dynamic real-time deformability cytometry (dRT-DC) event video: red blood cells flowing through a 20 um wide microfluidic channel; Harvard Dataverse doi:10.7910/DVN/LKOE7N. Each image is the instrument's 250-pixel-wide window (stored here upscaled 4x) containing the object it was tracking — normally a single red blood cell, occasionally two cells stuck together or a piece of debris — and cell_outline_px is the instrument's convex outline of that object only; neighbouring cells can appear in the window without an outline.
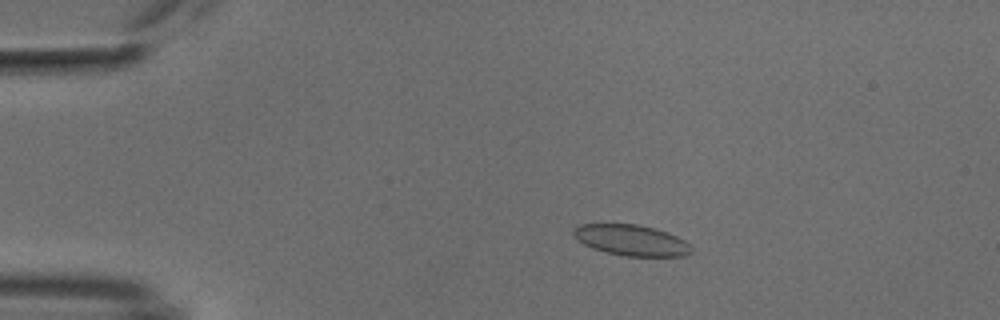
{"species": "common noctule bat (a hibernating species)", "species_latin": "Nyctalus noctula", "temperature_condition": "cold", "stored_images_in_passage": 54, "camera_frame_rate_fps": 3000, "um_per_image_px": 0.085, "animal": {"sex": "male", "body_mass_g": 18.8}, "frame": {"image": 1, "passage_image": 11, "time_ms": 3.333, "image_size_px": [1000, 320], "cell_outline_px": [[692, 252], [684, 256], [624, 256], [592, 248], [584, 244], [572, 232], [572, 228], [580, 224], [636, 224], [656, 228], [668, 232], [684, 240], [692, 248]], "centroid_in_image_um": [53.68, 20.41], "position_along_channel_um": 31.3, "area_um2": 21.1}}
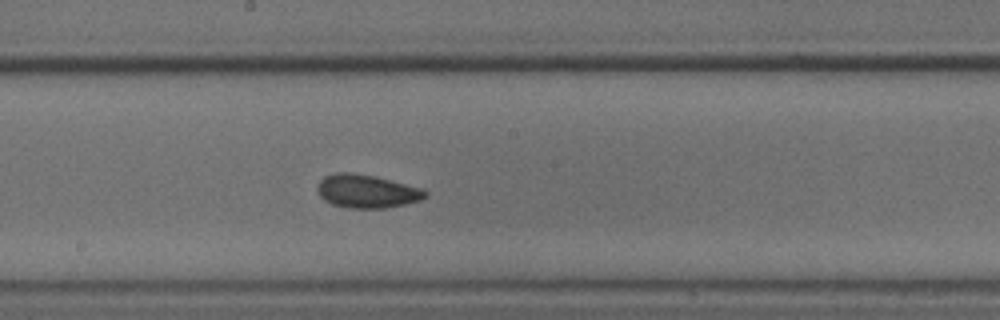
{"frame": {"image": 2, "passage_image": 30, "time_ms": 9.667, "image_size_px": [1000, 320], "cell_outline_px": [[428, 196], [420, 200], [404, 204], [384, 208], [348, 208], [332, 204], [324, 200], [320, 196], [316, 188], [320, 180], [324, 176], [336, 172], [348, 172], [372, 176], [424, 188], [428, 192]], "centroid_in_image_um": [31.17, 16.26], "position_along_channel_um": 217.0, "area_um2": 20.92}}
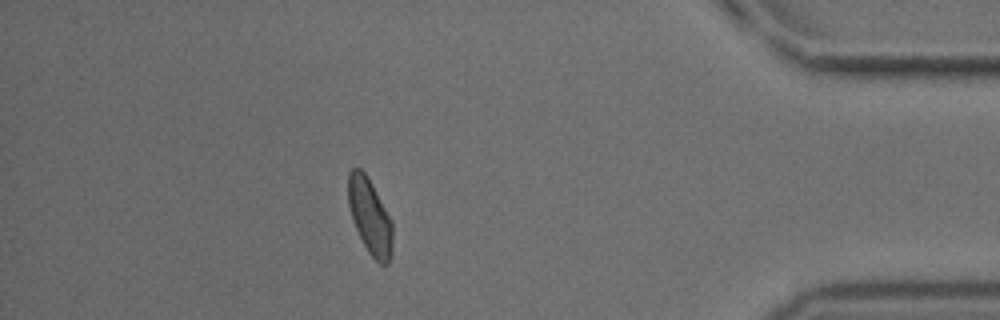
{"frame": {"image": 3, "passage_image": 48, "time_ms": 15.667, "image_size_px": [1000, 320], "cell_outline_px": [[392, 256], [388, 264], [380, 264], [368, 252], [352, 220], [348, 204], [348, 172], [352, 168], [360, 168], [364, 172], [392, 220]], "centroid_in_image_um": [31.44, 18.42], "position_along_channel_um": 403.8, "area_um2": 19.36}, "authors_computed_cell_mechanics": {"area_um2": 20.1433, "velocity_mm_per_s": 3.7808, "shape_relaxation_time_tau1_ms": 5.5218, "shape_relaxation_time_tau2_ms": 1.7994, "deformation_change_tau1": 0.0935, "deformation_change_tau2": 0.0657}}